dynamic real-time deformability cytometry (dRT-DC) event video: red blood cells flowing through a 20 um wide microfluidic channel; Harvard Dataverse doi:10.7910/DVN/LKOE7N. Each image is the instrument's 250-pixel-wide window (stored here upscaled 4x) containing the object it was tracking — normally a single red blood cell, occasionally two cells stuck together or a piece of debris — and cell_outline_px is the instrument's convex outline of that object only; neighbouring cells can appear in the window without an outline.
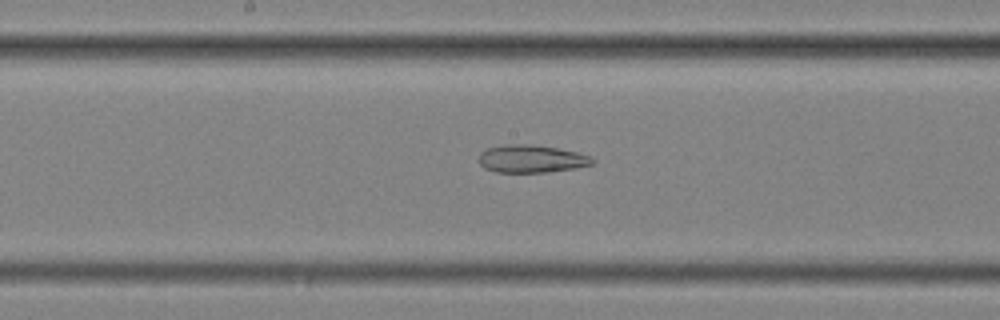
{"species": "common noctule bat (a hibernating species)", "species_latin": "Nyctalus noctula", "temperature_condition": "cold", "stored_images_in_passage": 38, "camera_frame_rate_fps": 3000, "um_per_image_px": 0.085, "animal": {"sex": "female", "body_mass_g": 25.1}, "frame": {"image": 1, "passage_image": 12, "time_ms": 3.667, "image_size_px": [1000, 320], "cell_outline_px": [[596, 160], [592, 164], [576, 168], [548, 172], [496, 172], [484, 168], [480, 164], [480, 152], [488, 148], [508, 144], [528, 144], [560, 148], [592, 156]], "centroid_in_image_um": [45.2, 13.5], "position_along_channel_um": 203.0, "area_um2": 18.38}}
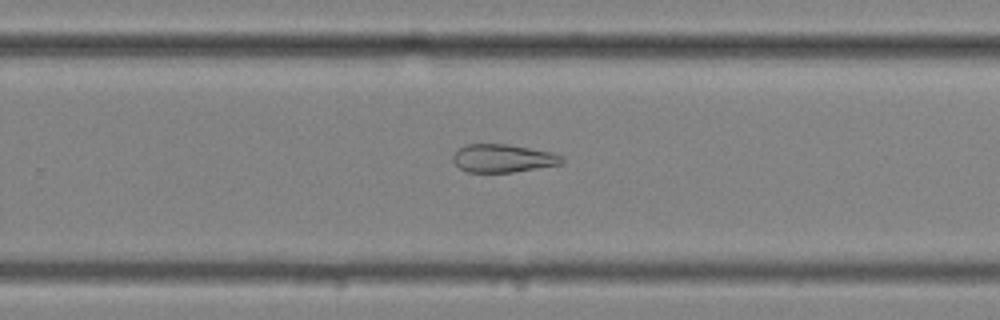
{"frame": {"image": 2, "passage_image": 19, "time_ms": 6.0, "image_size_px": [1000, 320], "cell_outline_px": [[564, 160], [560, 164], [512, 172], [468, 172], [460, 168], [452, 160], [452, 156], [464, 144], [508, 144], [552, 152], [564, 156]], "centroid_in_image_um": [42.75, 13.44], "position_along_channel_um": 287.1, "area_um2": 17.74}}
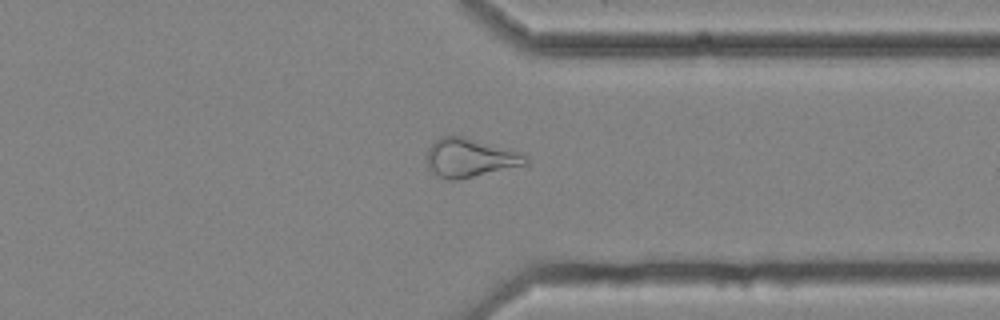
{"frame": {"image": 3, "passage_image": 26, "time_ms": 8.333, "image_size_px": [1000, 320], "cell_outline_px": [[528, 164], [456, 180], [444, 180], [428, 164], [424, 156], [428, 148], [440, 136], [464, 136], [524, 152], [528, 156]], "centroid_in_image_um": [39.99, 13.39], "position_along_channel_um": 371.4, "area_um2": 22.43}, "authors_computed_cell_mechanics": {"area_um2": 21.9351, "velocity_mm_per_s": 3.6175, "shape_relaxation_time_tau1_ms": null, "shape_relaxation_time_tau2_ms": 4.7115, "deformation_change_tau1": null, "deformation_change_tau2": 0.1466}}